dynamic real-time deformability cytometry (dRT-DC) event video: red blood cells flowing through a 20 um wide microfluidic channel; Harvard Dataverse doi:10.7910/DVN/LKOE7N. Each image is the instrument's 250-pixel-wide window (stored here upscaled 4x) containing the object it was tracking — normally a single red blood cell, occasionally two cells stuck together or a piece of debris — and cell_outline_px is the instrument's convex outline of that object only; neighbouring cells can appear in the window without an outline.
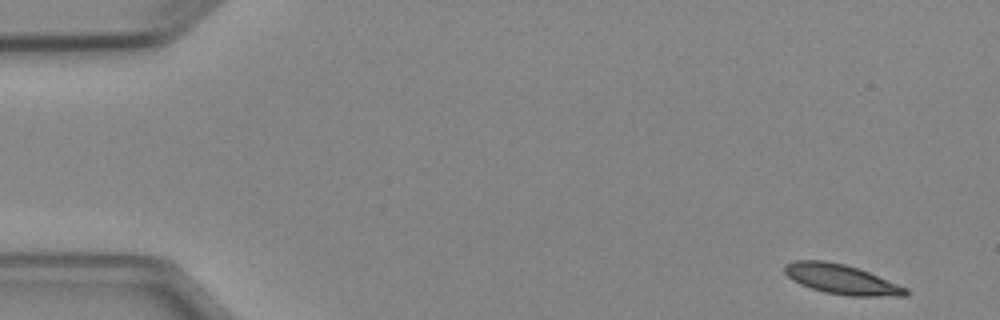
{"species": "Egyptian fruit bat (a non-hibernating species)", "species_latin": "Rousettus aegyptiacus", "temperature_condition": "cold", "stored_images_in_passage": 6, "camera_frame_rate_fps": 3000, "um_per_image_px": 0.085, "animal": {"sex": "female"}, "frame": {"image": 1, "passage_image": 1, "time_ms": 0.0, "image_size_px": [1000, 320], "cell_outline_px": [[908, 296], [848, 296], [824, 292], [800, 284], [792, 280], [784, 272], [784, 264], [796, 260], [824, 260], [844, 264], [868, 272], [908, 288]], "centroid_in_image_um": [71.51, 23.74], "position_along_channel_um": 13.5, "area_um2": 20.92}}
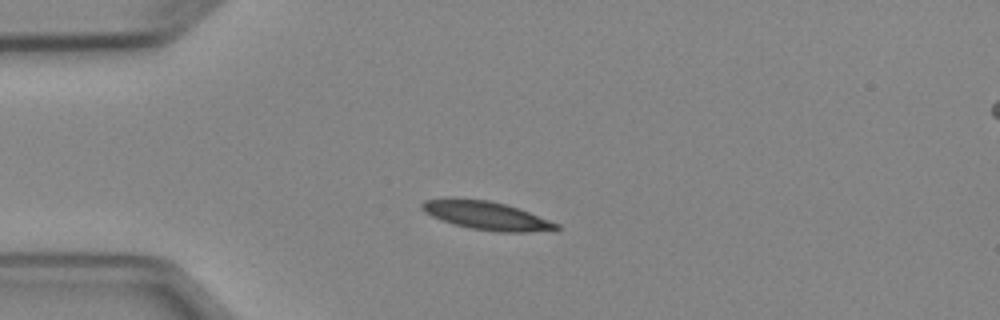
{"frame": {"image": 2, "passage_image": 4, "time_ms": 3.333, "image_size_px": [1000, 320], "cell_outline_px": [[560, 228], [528, 232], [500, 232], [472, 228], [452, 224], [440, 220], [424, 212], [420, 208], [420, 204], [424, 200], [444, 196], [488, 200], [508, 204], [520, 208], [560, 224]], "centroid_in_image_um": [41.27, 18.28], "position_along_channel_um": 43.7, "area_um2": 22.72}}
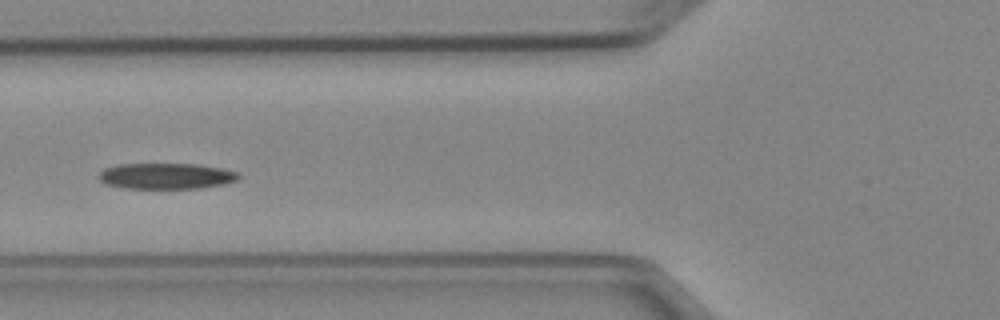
{"frame": {"image": 3, "passage_image": 6, "time_ms": 5.667, "image_size_px": [1000, 320], "cell_outline_px": [[240, 176], [236, 180], [224, 184], [200, 188], [124, 188], [104, 184], [96, 176], [104, 168], [116, 164], [196, 164], [224, 168], [240, 172]], "centroid_in_image_um": [14.11, 14.96], "position_along_channel_um": 111.7, "area_um2": 21.33}}